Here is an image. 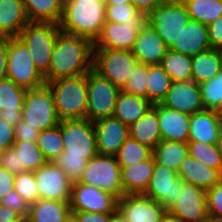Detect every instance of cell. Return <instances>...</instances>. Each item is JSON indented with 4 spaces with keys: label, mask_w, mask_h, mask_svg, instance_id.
<instances>
[{
    "label": "cell",
    "mask_w": 222,
    "mask_h": 222,
    "mask_svg": "<svg viewBox=\"0 0 222 222\" xmlns=\"http://www.w3.org/2000/svg\"><path fill=\"white\" fill-rule=\"evenodd\" d=\"M94 43L82 36L60 32L55 41L45 82L87 74L93 69Z\"/></svg>",
    "instance_id": "cell-1"
},
{
    "label": "cell",
    "mask_w": 222,
    "mask_h": 222,
    "mask_svg": "<svg viewBox=\"0 0 222 222\" xmlns=\"http://www.w3.org/2000/svg\"><path fill=\"white\" fill-rule=\"evenodd\" d=\"M105 10L102 0H64L60 30L86 37L94 43L106 23Z\"/></svg>",
    "instance_id": "cell-2"
},
{
    "label": "cell",
    "mask_w": 222,
    "mask_h": 222,
    "mask_svg": "<svg viewBox=\"0 0 222 222\" xmlns=\"http://www.w3.org/2000/svg\"><path fill=\"white\" fill-rule=\"evenodd\" d=\"M46 84L53 95L56 113L60 121L86 118V74L60 78Z\"/></svg>",
    "instance_id": "cell-3"
},
{
    "label": "cell",
    "mask_w": 222,
    "mask_h": 222,
    "mask_svg": "<svg viewBox=\"0 0 222 222\" xmlns=\"http://www.w3.org/2000/svg\"><path fill=\"white\" fill-rule=\"evenodd\" d=\"M60 32V26L56 23L29 22L18 35L43 77L48 73L55 41Z\"/></svg>",
    "instance_id": "cell-4"
},
{
    "label": "cell",
    "mask_w": 222,
    "mask_h": 222,
    "mask_svg": "<svg viewBox=\"0 0 222 222\" xmlns=\"http://www.w3.org/2000/svg\"><path fill=\"white\" fill-rule=\"evenodd\" d=\"M6 78L26 89L40 88L46 84L36 69L27 46L19 37L7 39Z\"/></svg>",
    "instance_id": "cell-5"
},
{
    "label": "cell",
    "mask_w": 222,
    "mask_h": 222,
    "mask_svg": "<svg viewBox=\"0 0 222 222\" xmlns=\"http://www.w3.org/2000/svg\"><path fill=\"white\" fill-rule=\"evenodd\" d=\"M189 19L187 7L180 0H166L147 15L148 23L168 48L178 39Z\"/></svg>",
    "instance_id": "cell-6"
},
{
    "label": "cell",
    "mask_w": 222,
    "mask_h": 222,
    "mask_svg": "<svg viewBox=\"0 0 222 222\" xmlns=\"http://www.w3.org/2000/svg\"><path fill=\"white\" fill-rule=\"evenodd\" d=\"M22 120L33 129L40 131L59 125L51 90L47 84L36 89H27L23 108Z\"/></svg>",
    "instance_id": "cell-7"
},
{
    "label": "cell",
    "mask_w": 222,
    "mask_h": 222,
    "mask_svg": "<svg viewBox=\"0 0 222 222\" xmlns=\"http://www.w3.org/2000/svg\"><path fill=\"white\" fill-rule=\"evenodd\" d=\"M87 111L91 122L113 117L116 99L121 89L93 69L86 74Z\"/></svg>",
    "instance_id": "cell-8"
},
{
    "label": "cell",
    "mask_w": 222,
    "mask_h": 222,
    "mask_svg": "<svg viewBox=\"0 0 222 222\" xmlns=\"http://www.w3.org/2000/svg\"><path fill=\"white\" fill-rule=\"evenodd\" d=\"M137 63L130 50L93 48V70L120 89Z\"/></svg>",
    "instance_id": "cell-9"
},
{
    "label": "cell",
    "mask_w": 222,
    "mask_h": 222,
    "mask_svg": "<svg viewBox=\"0 0 222 222\" xmlns=\"http://www.w3.org/2000/svg\"><path fill=\"white\" fill-rule=\"evenodd\" d=\"M79 183L94 186L118 199L123 196L121 167L115 156L97 154L88 160Z\"/></svg>",
    "instance_id": "cell-10"
},
{
    "label": "cell",
    "mask_w": 222,
    "mask_h": 222,
    "mask_svg": "<svg viewBox=\"0 0 222 222\" xmlns=\"http://www.w3.org/2000/svg\"><path fill=\"white\" fill-rule=\"evenodd\" d=\"M58 126L61 129L64 152L68 155L82 156L89 160L99 154L94 122L87 118L61 120Z\"/></svg>",
    "instance_id": "cell-11"
},
{
    "label": "cell",
    "mask_w": 222,
    "mask_h": 222,
    "mask_svg": "<svg viewBox=\"0 0 222 222\" xmlns=\"http://www.w3.org/2000/svg\"><path fill=\"white\" fill-rule=\"evenodd\" d=\"M167 213L181 222H208L206 190L189 183H183L177 200Z\"/></svg>",
    "instance_id": "cell-12"
},
{
    "label": "cell",
    "mask_w": 222,
    "mask_h": 222,
    "mask_svg": "<svg viewBox=\"0 0 222 222\" xmlns=\"http://www.w3.org/2000/svg\"><path fill=\"white\" fill-rule=\"evenodd\" d=\"M69 205L71 212L114 213L118 209V198L94 186L74 181Z\"/></svg>",
    "instance_id": "cell-13"
},
{
    "label": "cell",
    "mask_w": 222,
    "mask_h": 222,
    "mask_svg": "<svg viewBox=\"0 0 222 222\" xmlns=\"http://www.w3.org/2000/svg\"><path fill=\"white\" fill-rule=\"evenodd\" d=\"M39 199L70 201L72 180L52 161L34 172Z\"/></svg>",
    "instance_id": "cell-14"
},
{
    "label": "cell",
    "mask_w": 222,
    "mask_h": 222,
    "mask_svg": "<svg viewBox=\"0 0 222 222\" xmlns=\"http://www.w3.org/2000/svg\"><path fill=\"white\" fill-rule=\"evenodd\" d=\"M183 183L175 170L155 163L154 172L143 195L159 202L168 210L177 200Z\"/></svg>",
    "instance_id": "cell-15"
},
{
    "label": "cell",
    "mask_w": 222,
    "mask_h": 222,
    "mask_svg": "<svg viewBox=\"0 0 222 222\" xmlns=\"http://www.w3.org/2000/svg\"><path fill=\"white\" fill-rule=\"evenodd\" d=\"M161 105L188 115L205 110L199 85L194 81H172Z\"/></svg>",
    "instance_id": "cell-16"
},
{
    "label": "cell",
    "mask_w": 222,
    "mask_h": 222,
    "mask_svg": "<svg viewBox=\"0 0 222 222\" xmlns=\"http://www.w3.org/2000/svg\"><path fill=\"white\" fill-rule=\"evenodd\" d=\"M118 210L129 222H160L167 210L143 194H127L118 199Z\"/></svg>",
    "instance_id": "cell-17"
},
{
    "label": "cell",
    "mask_w": 222,
    "mask_h": 222,
    "mask_svg": "<svg viewBox=\"0 0 222 222\" xmlns=\"http://www.w3.org/2000/svg\"><path fill=\"white\" fill-rule=\"evenodd\" d=\"M147 23H115L106 21L94 48L132 50L137 34Z\"/></svg>",
    "instance_id": "cell-18"
},
{
    "label": "cell",
    "mask_w": 222,
    "mask_h": 222,
    "mask_svg": "<svg viewBox=\"0 0 222 222\" xmlns=\"http://www.w3.org/2000/svg\"><path fill=\"white\" fill-rule=\"evenodd\" d=\"M97 149L100 155L115 156L129 137V128L114 117L94 122Z\"/></svg>",
    "instance_id": "cell-19"
},
{
    "label": "cell",
    "mask_w": 222,
    "mask_h": 222,
    "mask_svg": "<svg viewBox=\"0 0 222 222\" xmlns=\"http://www.w3.org/2000/svg\"><path fill=\"white\" fill-rule=\"evenodd\" d=\"M168 49L154 28L147 23L139 30L131 51L138 63H142L143 65H158L161 64Z\"/></svg>",
    "instance_id": "cell-20"
},
{
    "label": "cell",
    "mask_w": 222,
    "mask_h": 222,
    "mask_svg": "<svg viewBox=\"0 0 222 222\" xmlns=\"http://www.w3.org/2000/svg\"><path fill=\"white\" fill-rule=\"evenodd\" d=\"M222 140V121L213 110L205 109L190 116L187 142L220 144Z\"/></svg>",
    "instance_id": "cell-21"
},
{
    "label": "cell",
    "mask_w": 222,
    "mask_h": 222,
    "mask_svg": "<svg viewBox=\"0 0 222 222\" xmlns=\"http://www.w3.org/2000/svg\"><path fill=\"white\" fill-rule=\"evenodd\" d=\"M169 49L191 57L197 53L211 49L207 25L189 19L187 24L182 28L178 39Z\"/></svg>",
    "instance_id": "cell-22"
},
{
    "label": "cell",
    "mask_w": 222,
    "mask_h": 222,
    "mask_svg": "<svg viewBox=\"0 0 222 222\" xmlns=\"http://www.w3.org/2000/svg\"><path fill=\"white\" fill-rule=\"evenodd\" d=\"M157 117L162 140L187 142L190 115L157 104Z\"/></svg>",
    "instance_id": "cell-23"
},
{
    "label": "cell",
    "mask_w": 222,
    "mask_h": 222,
    "mask_svg": "<svg viewBox=\"0 0 222 222\" xmlns=\"http://www.w3.org/2000/svg\"><path fill=\"white\" fill-rule=\"evenodd\" d=\"M27 89L11 79L0 80V116L15 127L22 120V108Z\"/></svg>",
    "instance_id": "cell-24"
},
{
    "label": "cell",
    "mask_w": 222,
    "mask_h": 222,
    "mask_svg": "<svg viewBox=\"0 0 222 222\" xmlns=\"http://www.w3.org/2000/svg\"><path fill=\"white\" fill-rule=\"evenodd\" d=\"M178 177L185 183L208 190L214 187L221 179L222 174L211 167L187 155L178 170Z\"/></svg>",
    "instance_id": "cell-25"
},
{
    "label": "cell",
    "mask_w": 222,
    "mask_h": 222,
    "mask_svg": "<svg viewBox=\"0 0 222 222\" xmlns=\"http://www.w3.org/2000/svg\"><path fill=\"white\" fill-rule=\"evenodd\" d=\"M155 160L153 156L130 166L121 168V184L123 195L143 194L154 172Z\"/></svg>",
    "instance_id": "cell-26"
},
{
    "label": "cell",
    "mask_w": 222,
    "mask_h": 222,
    "mask_svg": "<svg viewBox=\"0 0 222 222\" xmlns=\"http://www.w3.org/2000/svg\"><path fill=\"white\" fill-rule=\"evenodd\" d=\"M128 128L129 137L153 150L162 140L157 117V104H154Z\"/></svg>",
    "instance_id": "cell-27"
},
{
    "label": "cell",
    "mask_w": 222,
    "mask_h": 222,
    "mask_svg": "<svg viewBox=\"0 0 222 222\" xmlns=\"http://www.w3.org/2000/svg\"><path fill=\"white\" fill-rule=\"evenodd\" d=\"M29 23L22 0H0V30L7 37H18Z\"/></svg>",
    "instance_id": "cell-28"
},
{
    "label": "cell",
    "mask_w": 222,
    "mask_h": 222,
    "mask_svg": "<svg viewBox=\"0 0 222 222\" xmlns=\"http://www.w3.org/2000/svg\"><path fill=\"white\" fill-rule=\"evenodd\" d=\"M153 104L145 97L119 92L113 117L128 127L141 118Z\"/></svg>",
    "instance_id": "cell-29"
},
{
    "label": "cell",
    "mask_w": 222,
    "mask_h": 222,
    "mask_svg": "<svg viewBox=\"0 0 222 222\" xmlns=\"http://www.w3.org/2000/svg\"><path fill=\"white\" fill-rule=\"evenodd\" d=\"M71 214L69 201L39 199L30 205L28 222H65Z\"/></svg>",
    "instance_id": "cell-30"
},
{
    "label": "cell",
    "mask_w": 222,
    "mask_h": 222,
    "mask_svg": "<svg viewBox=\"0 0 222 222\" xmlns=\"http://www.w3.org/2000/svg\"><path fill=\"white\" fill-rule=\"evenodd\" d=\"M192 81L198 85L222 72V50L209 49L192 57Z\"/></svg>",
    "instance_id": "cell-31"
},
{
    "label": "cell",
    "mask_w": 222,
    "mask_h": 222,
    "mask_svg": "<svg viewBox=\"0 0 222 222\" xmlns=\"http://www.w3.org/2000/svg\"><path fill=\"white\" fill-rule=\"evenodd\" d=\"M29 22L59 24L64 0H22Z\"/></svg>",
    "instance_id": "cell-32"
},
{
    "label": "cell",
    "mask_w": 222,
    "mask_h": 222,
    "mask_svg": "<svg viewBox=\"0 0 222 222\" xmlns=\"http://www.w3.org/2000/svg\"><path fill=\"white\" fill-rule=\"evenodd\" d=\"M188 155L187 142L161 140L153 149L155 163L178 172L181 163Z\"/></svg>",
    "instance_id": "cell-33"
},
{
    "label": "cell",
    "mask_w": 222,
    "mask_h": 222,
    "mask_svg": "<svg viewBox=\"0 0 222 222\" xmlns=\"http://www.w3.org/2000/svg\"><path fill=\"white\" fill-rule=\"evenodd\" d=\"M172 83L170 76L158 65H148L147 99L154 105L161 103Z\"/></svg>",
    "instance_id": "cell-34"
},
{
    "label": "cell",
    "mask_w": 222,
    "mask_h": 222,
    "mask_svg": "<svg viewBox=\"0 0 222 222\" xmlns=\"http://www.w3.org/2000/svg\"><path fill=\"white\" fill-rule=\"evenodd\" d=\"M172 81L192 80V57L168 49L160 64Z\"/></svg>",
    "instance_id": "cell-35"
},
{
    "label": "cell",
    "mask_w": 222,
    "mask_h": 222,
    "mask_svg": "<svg viewBox=\"0 0 222 222\" xmlns=\"http://www.w3.org/2000/svg\"><path fill=\"white\" fill-rule=\"evenodd\" d=\"M190 19L211 24L222 16V0H184Z\"/></svg>",
    "instance_id": "cell-36"
},
{
    "label": "cell",
    "mask_w": 222,
    "mask_h": 222,
    "mask_svg": "<svg viewBox=\"0 0 222 222\" xmlns=\"http://www.w3.org/2000/svg\"><path fill=\"white\" fill-rule=\"evenodd\" d=\"M188 155L222 174V150L220 144L187 142Z\"/></svg>",
    "instance_id": "cell-37"
},
{
    "label": "cell",
    "mask_w": 222,
    "mask_h": 222,
    "mask_svg": "<svg viewBox=\"0 0 222 222\" xmlns=\"http://www.w3.org/2000/svg\"><path fill=\"white\" fill-rule=\"evenodd\" d=\"M153 156V150L137 140L128 137L115 155L119 166L125 167L146 161Z\"/></svg>",
    "instance_id": "cell-38"
},
{
    "label": "cell",
    "mask_w": 222,
    "mask_h": 222,
    "mask_svg": "<svg viewBox=\"0 0 222 222\" xmlns=\"http://www.w3.org/2000/svg\"><path fill=\"white\" fill-rule=\"evenodd\" d=\"M12 147L18 154L20 167H25V172H35L47 162L36 142L14 141Z\"/></svg>",
    "instance_id": "cell-39"
},
{
    "label": "cell",
    "mask_w": 222,
    "mask_h": 222,
    "mask_svg": "<svg viewBox=\"0 0 222 222\" xmlns=\"http://www.w3.org/2000/svg\"><path fill=\"white\" fill-rule=\"evenodd\" d=\"M36 143L44 158L49 162L54 161L64 151V143L59 126L40 131Z\"/></svg>",
    "instance_id": "cell-40"
},
{
    "label": "cell",
    "mask_w": 222,
    "mask_h": 222,
    "mask_svg": "<svg viewBox=\"0 0 222 222\" xmlns=\"http://www.w3.org/2000/svg\"><path fill=\"white\" fill-rule=\"evenodd\" d=\"M106 21L115 23H148L147 14L140 12L132 2L106 5Z\"/></svg>",
    "instance_id": "cell-41"
},
{
    "label": "cell",
    "mask_w": 222,
    "mask_h": 222,
    "mask_svg": "<svg viewBox=\"0 0 222 222\" xmlns=\"http://www.w3.org/2000/svg\"><path fill=\"white\" fill-rule=\"evenodd\" d=\"M68 177L74 182L78 181L85 170L88 160L82 156L68 155L67 152H62L54 161Z\"/></svg>",
    "instance_id": "cell-42"
},
{
    "label": "cell",
    "mask_w": 222,
    "mask_h": 222,
    "mask_svg": "<svg viewBox=\"0 0 222 222\" xmlns=\"http://www.w3.org/2000/svg\"><path fill=\"white\" fill-rule=\"evenodd\" d=\"M205 109L214 110L222 100V72L199 84Z\"/></svg>",
    "instance_id": "cell-43"
},
{
    "label": "cell",
    "mask_w": 222,
    "mask_h": 222,
    "mask_svg": "<svg viewBox=\"0 0 222 222\" xmlns=\"http://www.w3.org/2000/svg\"><path fill=\"white\" fill-rule=\"evenodd\" d=\"M147 75L148 65L137 63L132 74L129 76L126 84L121 88V90L125 93L145 97L147 99Z\"/></svg>",
    "instance_id": "cell-44"
},
{
    "label": "cell",
    "mask_w": 222,
    "mask_h": 222,
    "mask_svg": "<svg viewBox=\"0 0 222 222\" xmlns=\"http://www.w3.org/2000/svg\"><path fill=\"white\" fill-rule=\"evenodd\" d=\"M14 189L30 205L39 200L34 172H24L14 177Z\"/></svg>",
    "instance_id": "cell-45"
},
{
    "label": "cell",
    "mask_w": 222,
    "mask_h": 222,
    "mask_svg": "<svg viewBox=\"0 0 222 222\" xmlns=\"http://www.w3.org/2000/svg\"><path fill=\"white\" fill-rule=\"evenodd\" d=\"M206 199L210 221L222 222V179L206 190Z\"/></svg>",
    "instance_id": "cell-46"
},
{
    "label": "cell",
    "mask_w": 222,
    "mask_h": 222,
    "mask_svg": "<svg viewBox=\"0 0 222 222\" xmlns=\"http://www.w3.org/2000/svg\"><path fill=\"white\" fill-rule=\"evenodd\" d=\"M0 205L12 209L24 220H26L29 215L30 204L27 203L15 189L6 194L4 198L0 199Z\"/></svg>",
    "instance_id": "cell-47"
},
{
    "label": "cell",
    "mask_w": 222,
    "mask_h": 222,
    "mask_svg": "<svg viewBox=\"0 0 222 222\" xmlns=\"http://www.w3.org/2000/svg\"><path fill=\"white\" fill-rule=\"evenodd\" d=\"M0 166L6 168L15 176L25 172V167H20L18 154L13 147L7 148L5 151L1 152Z\"/></svg>",
    "instance_id": "cell-48"
},
{
    "label": "cell",
    "mask_w": 222,
    "mask_h": 222,
    "mask_svg": "<svg viewBox=\"0 0 222 222\" xmlns=\"http://www.w3.org/2000/svg\"><path fill=\"white\" fill-rule=\"evenodd\" d=\"M39 131L33 129L25 120H21L14 127V137L15 141H30L36 142L38 138Z\"/></svg>",
    "instance_id": "cell-49"
},
{
    "label": "cell",
    "mask_w": 222,
    "mask_h": 222,
    "mask_svg": "<svg viewBox=\"0 0 222 222\" xmlns=\"http://www.w3.org/2000/svg\"><path fill=\"white\" fill-rule=\"evenodd\" d=\"M14 141V127L0 116V151L12 147Z\"/></svg>",
    "instance_id": "cell-50"
},
{
    "label": "cell",
    "mask_w": 222,
    "mask_h": 222,
    "mask_svg": "<svg viewBox=\"0 0 222 222\" xmlns=\"http://www.w3.org/2000/svg\"><path fill=\"white\" fill-rule=\"evenodd\" d=\"M212 49L222 50V16L207 26Z\"/></svg>",
    "instance_id": "cell-51"
},
{
    "label": "cell",
    "mask_w": 222,
    "mask_h": 222,
    "mask_svg": "<svg viewBox=\"0 0 222 222\" xmlns=\"http://www.w3.org/2000/svg\"><path fill=\"white\" fill-rule=\"evenodd\" d=\"M14 177V174L0 166V199L14 189Z\"/></svg>",
    "instance_id": "cell-52"
},
{
    "label": "cell",
    "mask_w": 222,
    "mask_h": 222,
    "mask_svg": "<svg viewBox=\"0 0 222 222\" xmlns=\"http://www.w3.org/2000/svg\"><path fill=\"white\" fill-rule=\"evenodd\" d=\"M79 222H109L112 213L101 212H71Z\"/></svg>",
    "instance_id": "cell-53"
},
{
    "label": "cell",
    "mask_w": 222,
    "mask_h": 222,
    "mask_svg": "<svg viewBox=\"0 0 222 222\" xmlns=\"http://www.w3.org/2000/svg\"><path fill=\"white\" fill-rule=\"evenodd\" d=\"M134 6L140 11L147 15L158 5L166 0H131Z\"/></svg>",
    "instance_id": "cell-54"
},
{
    "label": "cell",
    "mask_w": 222,
    "mask_h": 222,
    "mask_svg": "<svg viewBox=\"0 0 222 222\" xmlns=\"http://www.w3.org/2000/svg\"><path fill=\"white\" fill-rule=\"evenodd\" d=\"M24 219L15 211L0 205V222H23Z\"/></svg>",
    "instance_id": "cell-55"
},
{
    "label": "cell",
    "mask_w": 222,
    "mask_h": 222,
    "mask_svg": "<svg viewBox=\"0 0 222 222\" xmlns=\"http://www.w3.org/2000/svg\"><path fill=\"white\" fill-rule=\"evenodd\" d=\"M7 74V39L0 42V80Z\"/></svg>",
    "instance_id": "cell-56"
},
{
    "label": "cell",
    "mask_w": 222,
    "mask_h": 222,
    "mask_svg": "<svg viewBox=\"0 0 222 222\" xmlns=\"http://www.w3.org/2000/svg\"><path fill=\"white\" fill-rule=\"evenodd\" d=\"M109 222H129L124 215L117 209L111 214Z\"/></svg>",
    "instance_id": "cell-57"
},
{
    "label": "cell",
    "mask_w": 222,
    "mask_h": 222,
    "mask_svg": "<svg viewBox=\"0 0 222 222\" xmlns=\"http://www.w3.org/2000/svg\"><path fill=\"white\" fill-rule=\"evenodd\" d=\"M160 222H181V221L166 213L164 217L160 220Z\"/></svg>",
    "instance_id": "cell-58"
},
{
    "label": "cell",
    "mask_w": 222,
    "mask_h": 222,
    "mask_svg": "<svg viewBox=\"0 0 222 222\" xmlns=\"http://www.w3.org/2000/svg\"><path fill=\"white\" fill-rule=\"evenodd\" d=\"M132 2L131 0H106L105 4L106 5H118V4H123V3H129Z\"/></svg>",
    "instance_id": "cell-59"
},
{
    "label": "cell",
    "mask_w": 222,
    "mask_h": 222,
    "mask_svg": "<svg viewBox=\"0 0 222 222\" xmlns=\"http://www.w3.org/2000/svg\"><path fill=\"white\" fill-rule=\"evenodd\" d=\"M213 111L222 121V100L219 102V104Z\"/></svg>",
    "instance_id": "cell-60"
},
{
    "label": "cell",
    "mask_w": 222,
    "mask_h": 222,
    "mask_svg": "<svg viewBox=\"0 0 222 222\" xmlns=\"http://www.w3.org/2000/svg\"><path fill=\"white\" fill-rule=\"evenodd\" d=\"M65 222H79V221H78L77 217H76L73 213H71V214L67 217V219H66Z\"/></svg>",
    "instance_id": "cell-61"
},
{
    "label": "cell",
    "mask_w": 222,
    "mask_h": 222,
    "mask_svg": "<svg viewBox=\"0 0 222 222\" xmlns=\"http://www.w3.org/2000/svg\"><path fill=\"white\" fill-rule=\"evenodd\" d=\"M6 39H8V38L0 30V42L4 41Z\"/></svg>",
    "instance_id": "cell-62"
}]
</instances>
